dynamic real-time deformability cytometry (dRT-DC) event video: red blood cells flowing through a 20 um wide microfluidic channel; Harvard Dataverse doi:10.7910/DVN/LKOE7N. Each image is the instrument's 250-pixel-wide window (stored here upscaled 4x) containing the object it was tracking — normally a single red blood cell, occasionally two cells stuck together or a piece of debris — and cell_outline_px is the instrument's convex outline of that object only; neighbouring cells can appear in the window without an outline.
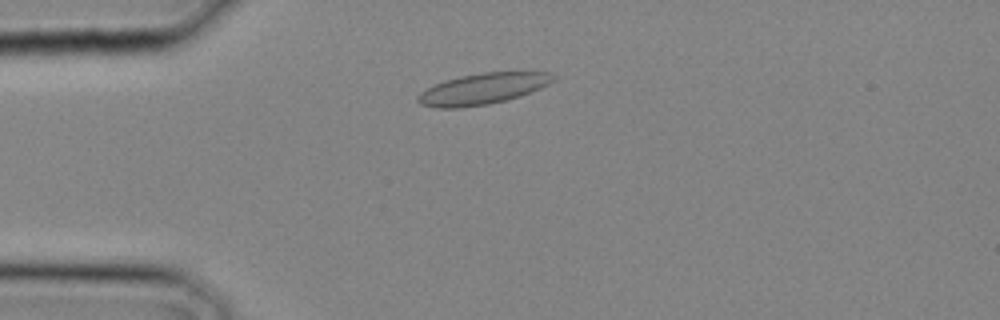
{"species": "common noctule bat (a hibernating species)", "species_latin": "Nyctalus noctula", "temperature_condition": "cold", "stored_images_in_passage": 24, "camera_frame_rate_fps": 3000, "um_per_image_px": 0.085, "animal": {"sex": "male", "body_mass_g": 20.4}, "frame": {"image": 1, "passage_image": 5, "time_ms": 1.333, "image_size_px": [1000, 320], "cell_outline_px": [[560, 76], [556, 80], [540, 88], [520, 96], [488, 104], [460, 108], [432, 108], [420, 104], [416, 100], [416, 96], [420, 92], [444, 80], [460, 76], [484, 72], [552, 72]], "centroid_in_image_um": [41.05, 7.54], "position_along_channel_um": 44.0, "area_um2": 24.68}}
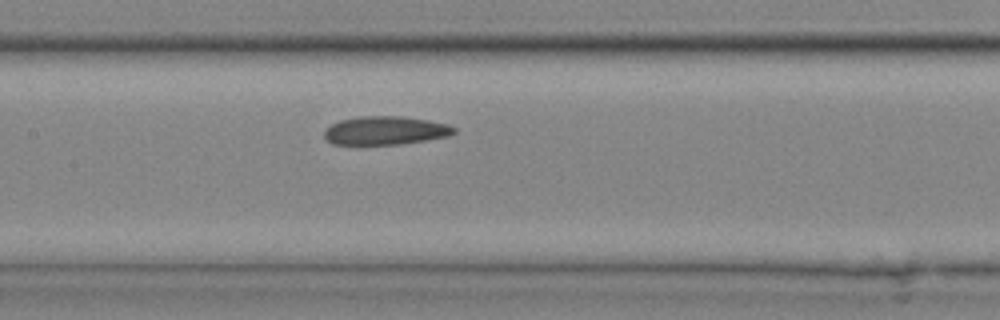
{"frame": {"image": 2, "passage_image": 12, "time_ms": 3.667, "image_size_px": [1000, 320], "cell_outline_px": [[456, 132], [448, 136], [400, 144], [332, 144], [324, 136], [324, 132], [332, 124], [340, 120], [360, 116], [400, 116], [428, 120], [448, 124], [456, 128]], "centroid_in_image_um": [32.77, 11.09], "position_along_channel_um": 174.6, "area_um2": 21.33}}
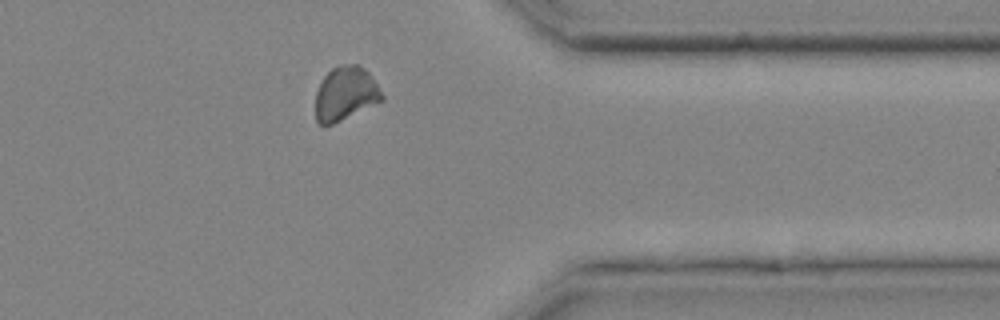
{"frame": {"image": 3, "passage_image": 22, "time_ms": 7.0, "image_size_px": [1000, 320], "cell_outline_px": [[384, 100], [324, 128], [316, 120], [316, 92], [324, 76], [332, 68], [340, 64], [360, 64], [368, 72], [384, 96]], "centroid_in_image_um": [29.35, 7.96], "position_along_channel_um": 382.0, "area_um2": 20.87}}